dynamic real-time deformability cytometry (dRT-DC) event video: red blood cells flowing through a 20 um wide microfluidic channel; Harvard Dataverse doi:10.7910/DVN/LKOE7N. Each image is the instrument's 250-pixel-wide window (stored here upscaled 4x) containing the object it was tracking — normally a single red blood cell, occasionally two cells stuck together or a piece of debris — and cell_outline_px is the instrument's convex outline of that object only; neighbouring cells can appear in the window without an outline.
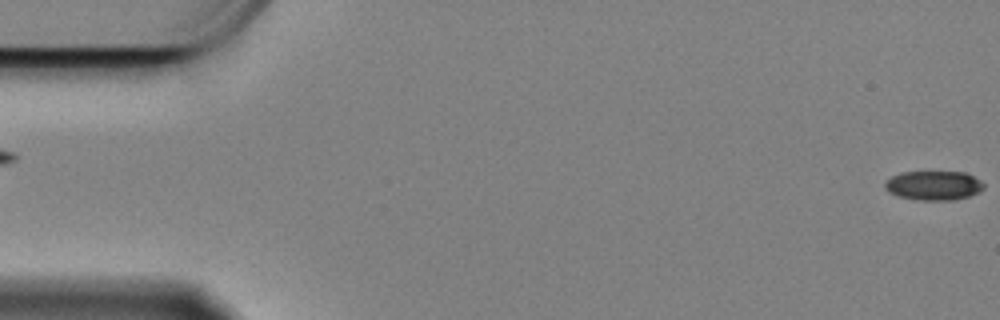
{"species": "Egyptian fruit bat (a non-hibernating species)", "species_latin": "Rousettus aegyptiacus", "temperature_condition": "cold", "stored_images_in_passage": 10, "camera_frame_rate_fps": 3000, "um_per_image_px": 0.085, "animal": {"sex": "female"}, "frame": {"image": 1, "passage_image": 1, "time_ms": 0.0, "image_size_px": [1000, 320], "cell_outline_px": [[984, 188], [980, 192], [968, 196], [952, 200], [916, 200], [896, 196], [888, 192], [884, 188], [884, 184], [892, 176], [900, 172], [964, 172], [980, 180], [984, 184]], "centroid_in_image_um": [79.34, 15.77], "position_along_channel_um": 5.7, "area_um2": 16.94}}